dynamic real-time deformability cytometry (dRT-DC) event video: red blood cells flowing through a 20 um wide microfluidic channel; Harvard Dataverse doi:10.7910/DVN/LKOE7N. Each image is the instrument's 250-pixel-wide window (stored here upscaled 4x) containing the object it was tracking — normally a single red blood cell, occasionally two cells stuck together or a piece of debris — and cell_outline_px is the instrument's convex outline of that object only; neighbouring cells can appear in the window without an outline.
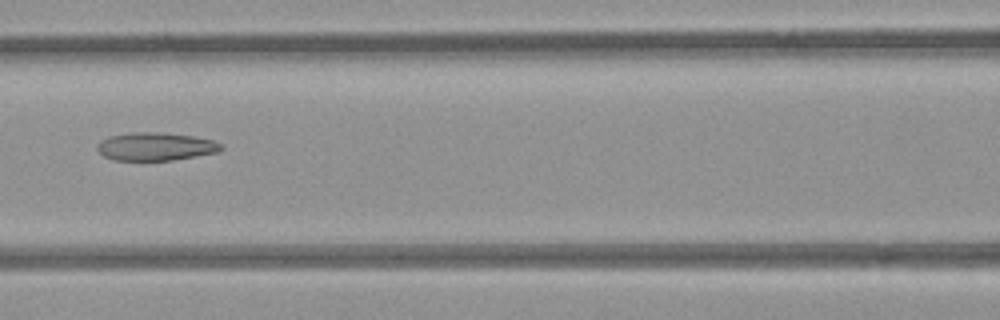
{"species": "common noctule bat (a hibernating species)", "species_latin": "Nyctalus noctula", "temperature_condition": "room temperature", "stored_images_in_passage": 6, "camera_frame_rate_fps": 3000, "um_per_image_px": 0.085, "animal": {"sex": "female", "body_mass_g": 21.9}, "frame": {"image": 1, "passage_image": 5, "time_ms": 1.333, "image_size_px": [1000, 320], "cell_outline_px": [[224, 148], [220, 152], [172, 160], [112, 160], [104, 156], [96, 148], [104, 140], [112, 136], [132, 132], [160, 132], [192, 136], [212, 140], [224, 144]], "centroid_in_image_um": [13.3, 12.46], "position_along_channel_um": 153.3, "area_um2": 20.11}}
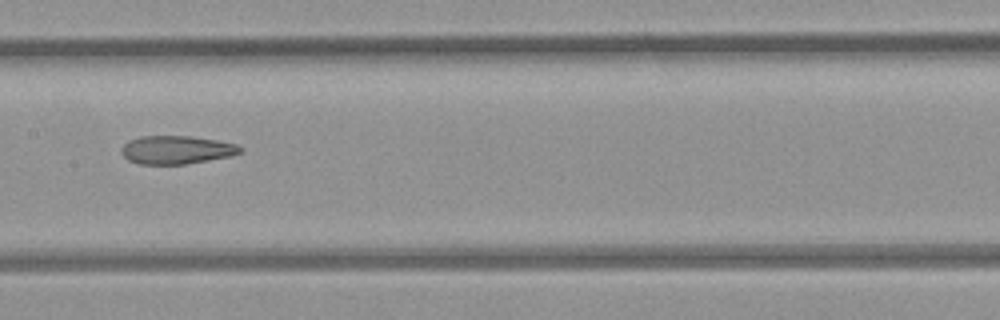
{"frame": {"image": 2, "passage_image": 6, "time_ms": 1.667, "image_size_px": [1000, 320], "cell_outline_px": [[240, 152], [232, 156], [184, 164], [140, 164], [128, 160], [120, 152], [124, 144], [128, 140], [140, 136], [192, 136], [216, 140], [236, 144], [240, 148]], "centroid_in_image_um": [14.96, 12.73], "position_along_channel_um": 192.4, "area_um2": 19.48}}